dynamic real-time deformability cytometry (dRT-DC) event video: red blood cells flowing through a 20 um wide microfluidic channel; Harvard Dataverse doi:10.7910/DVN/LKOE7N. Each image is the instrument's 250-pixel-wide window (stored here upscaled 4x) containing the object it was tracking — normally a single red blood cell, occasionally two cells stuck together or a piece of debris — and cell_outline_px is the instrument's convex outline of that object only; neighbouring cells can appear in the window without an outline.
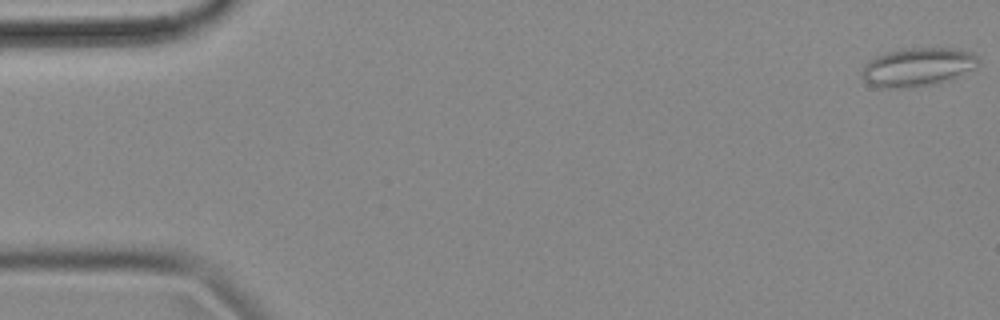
{"species": "common noctule bat (a hibernating species)", "species_latin": "Nyctalus noctula", "temperature_condition": "cold", "stored_images_in_passage": 56, "camera_frame_rate_fps": 3000, "um_per_image_px": 0.085, "animal": {"sex": "female", "body_mass_g": 18.4}, "frame": {"image": 1, "passage_image": 1, "time_ms": 0.0, "image_size_px": [1000, 320], "cell_outline_px": [[980, 60], [972, 68], [948, 80], [936, 84], [908, 88], [876, 88], [868, 84], [860, 76], [860, 72], [864, 64], [868, 60], [876, 56], [888, 52], [904, 48], [952, 48], [972, 52]], "centroid_in_image_um": [77.9, 5.71], "position_along_channel_um": 7.1, "area_um2": 26.3}}
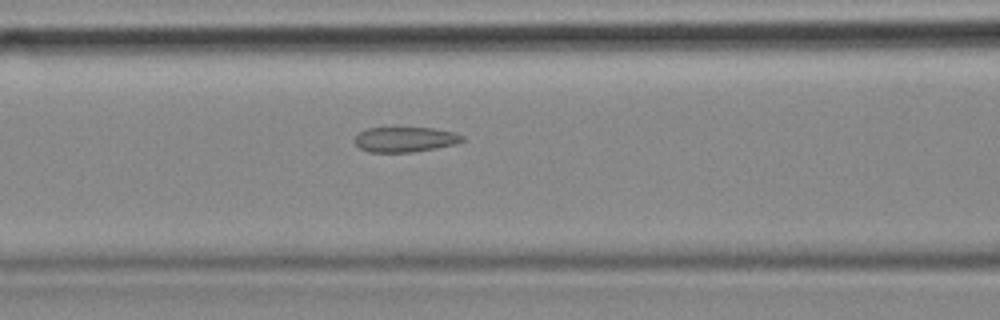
{"frame": {"image": 2, "passage_image": 23, "time_ms": 7.333, "image_size_px": [1000, 320], "cell_outline_px": [[464, 140], [456, 144], [436, 148], [412, 152], [368, 152], [360, 148], [356, 144], [356, 136], [360, 132], [368, 128], [432, 128], [456, 132], [464, 136]], "centroid_in_image_um": [34.48, 11.85], "position_along_channel_um": 132.1, "area_um2": 15.66}}
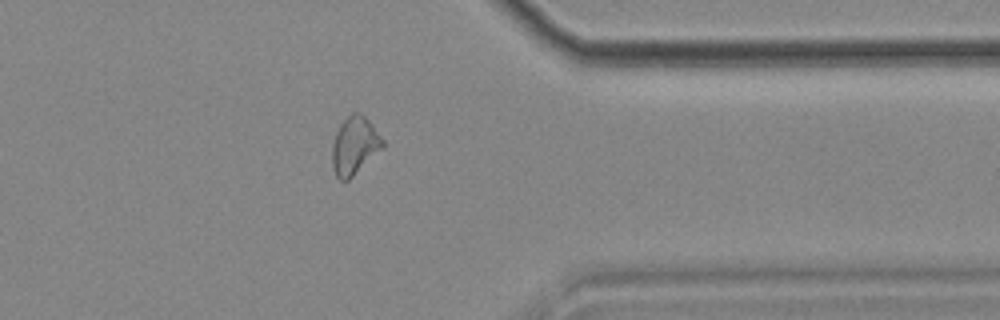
{"frame": {"image": 3, "passage_image": 45, "time_ms": 14.667, "image_size_px": [1000, 320], "cell_outline_px": [[384, 148], [348, 180], [340, 180], [336, 176], [332, 168], [332, 144], [336, 132], [340, 124], [352, 112], [360, 112], [372, 124], [384, 140]], "centroid_in_image_um": [30.14, 12.38], "position_along_channel_um": 381.3, "area_um2": 17.11}, "authors_computed_cell_mechanics": {"area_um2": 17.1666, "velocity_mm_per_s": 3.5412, "shape_relaxation_time_tau1_ms": null, "shape_relaxation_time_tau2_ms": 2.4841, "deformation_change_tau1": null, "deformation_change_tau2": 0.093}}